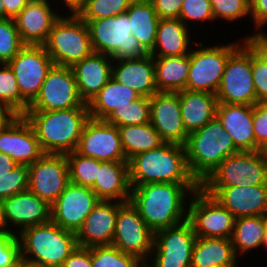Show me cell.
<instances>
[{
    "label": "cell",
    "mask_w": 267,
    "mask_h": 267,
    "mask_svg": "<svg viewBox=\"0 0 267 267\" xmlns=\"http://www.w3.org/2000/svg\"><path fill=\"white\" fill-rule=\"evenodd\" d=\"M244 41L261 57L267 64V33H253L247 35Z\"/></svg>",
    "instance_id": "obj_52"
},
{
    "label": "cell",
    "mask_w": 267,
    "mask_h": 267,
    "mask_svg": "<svg viewBox=\"0 0 267 267\" xmlns=\"http://www.w3.org/2000/svg\"><path fill=\"white\" fill-rule=\"evenodd\" d=\"M134 0H85L76 11L82 20H98L125 13Z\"/></svg>",
    "instance_id": "obj_41"
},
{
    "label": "cell",
    "mask_w": 267,
    "mask_h": 267,
    "mask_svg": "<svg viewBox=\"0 0 267 267\" xmlns=\"http://www.w3.org/2000/svg\"><path fill=\"white\" fill-rule=\"evenodd\" d=\"M88 108L80 98L71 67L53 65L41 86L39 95L27 111H53Z\"/></svg>",
    "instance_id": "obj_14"
},
{
    "label": "cell",
    "mask_w": 267,
    "mask_h": 267,
    "mask_svg": "<svg viewBox=\"0 0 267 267\" xmlns=\"http://www.w3.org/2000/svg\"><path fill=\"white\" fill-rule=\"evenodd\" d=\"M112 78L140 96L150 98L157 92L154 60L149 53L138 59L114 60Z\"/></svg>",
    "instance_id": "obj_27"
},
{
    "label": "cell",
    "mask_w": 267,
    "mask_h": 267,
    "mask_svg": "<svg viewBox=\"0 0 267 267\" xmlns=\"http://www.w3.org/2000/svg\"><path fill=\"white\" fill-rule=\"evenodd\" d=\"M51 0H31L14 18L20 38L25 45H43L61 17ZM56 9V10H55Z\"/></svg>",
    "instance_id": "obj_23"
},
{
    "label": "cell",
    "mask_w": 267,
    "mask_h": 267,
    "mask_svg": "<svg viewBox=\"0 0 267 267\" xmlns=\"http://www.w3.org/2000/svg\"><path fill=\"white\" fill-rule=\"evenodd\" d=\"M69 183L66 154H44L28 166V190L50 205Z\"/></svg>",
    "instance_id": "obj_16"
},
{
    "label": "cell",
    "mask_w": 267,
    "mask_h": 267,
    "mask_svg": "<svg viewBox=\"0 0 267 267\" xmlns=\"http://www.w3.org/2000/svg\"><path fill=\"white\" fill-rule=\"evenodd\" d=\"M0 18H5V8L1 0H0Z\"/></svg>",
    "instance_id": "obj_60"
},
{
    "label": "cell",
    "mask_w": 267,
    "mask_h": 267,
    "mask_svg": "<svg viewBox=\"0 0 267 267\" xmlns=\"http://www.w3.org/2000/svg\"><path fill=\"white\" fill-rule=\"evenodd\" d=\"M266 227V215L236 218L231 237L235 255L245 256L248 251L261 248Z\"/></svg>",
    "instance_id": "obj_35"
},
{
    "label": "cell",
    "mask_w": 267,
    "mask_h": 267,
    "mask_svg": "<svg viewBox=\"0 0 267 267\" xmlns=\"http://www.w3.org/2000/svg\"><path fill=\"white\" fill-rule=\"evenodd\" d=\"M238 260L231 239L196 237L190 267H228Z\"/></svg>",
    "instance_id": "obj_31"
},
{
    "label": "cell",
    "mask_w": 267,
    "mask_h": 267,
    "mask_svg": "<svg viewBox=\"0 0 267 267\" xmlns=\"http://www.w3.org/2000/svg\"><path fill=\"white\" fill-rule=\"evenodd\" d=\"M23 116L31 124L45 154H67L77 149L88 108L53 111H26Z\"/></svg>",
    "instance_id": "obj_2"
},
{
    "label": "cell",
    "mask_w": 267,
    "mask_h": 267,
    "mask_svg": "<svg viewBox=\"0 0 267 267\" xmlns=\"http://www.w3.org/2000/svg\"><path fill=\"white\" fill-rule=\"evenodd\" d=\"M70 182L92 188L98 174V160L80 155L76 150L66 154Z\"/></svg>",
    "instance_id": "obj_39"
},
{
    "label": "cell",
    "mask_w": 267,
    "mask_h": 267,
    "mask_svg": "<svg viewBox=\"0 0 267 267\" xmlns=\"http://www.w3.org/2000/svg\"><path fill=\"white\" fill-rule=\"evenodd\" d=\"M131 187L146 183H198L190 174L185 147L163 143L129 161Z\"/></svg>",
    "instance_id": "obj_3"
},
{
    "label": "cell",
    "mask_w": 267,
    "mask_h": 267,
    "mask_svg": "<svg viewBox=\"0 0 267 267\" xmlns=\"http://www.w3.org/2000/svg\"><path fill=\"white\" fill-rule=\"evenodd\" d=\"M218 103L256 105L252 48L244 41L228 58L216 93Z\"/></svg>",
    "instance_id": "obj_9"
},
{
    "label": "cell",
    "mask_w": 267,
    "mask_h": 267,
    "mask_svg": "<svg viewBox=\"0 0 267 267\" xmlns=\"http://www.w3.org/2000/svg\"><path fill=\"white\" fill-rule=\"evenodd\" d=\"M184 147L190 174L199 184L223 160L240 152L216 116L202 128L188 134Z\"/></svg>",
    "instance_id": "obj_4"
},
{
    "label": "cell",
    "mask_w": 267,
    "mask_h": 267,
    "mask_svg": "<svg viewBox=\"0 0 267 267\" xmlns=\"http://www.w3.org/2000/svg\"><path fill=\"white\" fill-rule=\"evenodd\" d=\"M244 42L233 41L215 46L199 41L190 52V70L186 90L207 92L216 95L229 56ZM210 46V47H209ZM199 47V48H198Z\"/></svg>",
    "instance_id": "obj_8"
},
{
    "label": "cell",
    "mask_w": 267,
    "mask_h": 267,
    "mask_svg": "<svg viewBox=\"0 0 267 267\" xmlns=\"http://www.w3.org/2000/svg\"><path fill=\"white\" fill-rule=\"evenodd\" d=\"M131 34L149 53L156 42L159 17L150 0H134L126 11Z\"/></svg>",
    "instance_id": "obj_33"
},
{
    "label": "cell",
    "mask_w": 267,
    "mask_h": 267,
    "mask_svg": "<svg viewBox=\"0 0 267 267\" xmlns=\"http://www.w3.org/2000/svg\"><path fill=\"white\" fill-rule=\"evenodd\" d=\"M150 123L163 142L185 146L188 133L177 92H156L150 97Z\"/></svg>",
    "instance_id": "obj_21"
},
{
    "label": "cell",
    "mask_w": 267,
    "mask_h": 267,
    "mask_svg": "<svg viewBox=\"0 0 267 267\" xmlns=\"http://www.w3.org/2000/svg\"><path fill=\"white\" fill-rule=\"evenodd\" d=\"M157 92L186 90L190 70V54L153 58Z\"/></svg>",
    "instance_id": "obj_34"
},
{
    "label": "cell",
    "mask_w": 267,
    "mask_h": 267,
    "mask_svg": "<svg viewBox=\"0 0 267 267\" xmlns=\"http://www.w3.org/2000/svg\"><path fill=\"white\" fill-rule=\"evenodd\" d=\"M76 151L99 161H127L117 126L89 118L82 129Z\"/></svg>",
    "instance_id": "obj_17"
},
{
    "label": "cell",
    "mask_w": 267,
    "mask_h": 267,
    "mask_svg": "<svg viewBox=\"0 0 267 267\" xmlns=\"http://www.w3.org/2000/svg\"><path fill=\"white\" fill-rule=\"evenodd\" d=\"M64 1V2H63ZM85 0H62L64 7L70 10V13H76V11L83 5Z\"/></svg>",
    "instance_id": "obj_56"
},
{
    "label": "cell",
    "mask_w": 267,
    "mask_h": 267,
    "mask_svg": "<svg viewBox=\"0 0 267 267\" xmlns=\"http://www.w3.org/2000/svg\"><path fill=\"white\" fill-rule=\"evenodd\" d=\"M43 46L58 66L72 67L93 53L88 25L76 13L61 15Z\"/></svg>",
    "instance_id": "obj_6"
},
{
    "label": "cell",
    "mask_w": 267,
    "mask_h": 267,
    "mask_svg": "<svg viewBox=\"0 0 267 267\" xmlns=\"http://www.w3.org/2000/svg\"><path fill=\"white\" fill-rule=\"evenodd\" d=\"M92 267H144L136 256L121 252L113 245L91 247Z\"/></svg>",
    "instance_id": "obj_40"
},
{
    "label": "cell",
    "mask_w": 267,
    "mask_h": 267,
    "mask_svg": "<svg viewBox=\"0 0 267 267\" xmlns=\"http://www.w3.org/2000/svg\"><path fill=\"white\" fill-rule=\"evenodd\" d=\"M189 28L178 19H160L156 34V42L149 52L153 58L183 56L190 54L191 40ZM192 41V42H191ZM191 44V45H190Z\"/></svg>",
    "instance_id": "obj_29"
},
{
    "label": "cell",
    "mask_w": 267,
    "mask_h": 267,
    "mask_svg": "<svg viewBox=\"0 0 267 267\" xmlns=\"http://www.w3.org/2000/svg\"><path fill=\"white\" fill-rule=\"evenodd\" d=\"M16 165L9 155L0 152V178L8 176Z\"/></svg>",
    "instance_id": "obj_54"
},
{
    "label": "cell",
    "mask_w": 267,
    "mask_h": 267,
    "mask_svg": "<svg viewBox=\"0 0 267 267\" xmlns=\"http://www.w3.org/2000/svg\"><path fill=\"white\" fill-rule=\"evenodd\" d=\"M200 188L235 218L267 215V185Z\"/></svg>",
    "instance_id": "obj_22"
},
{
    "label": "cell",
    "mask_w": 267,
    "mask_h": 267,
    "mask_svg": "<svg viewBox=\"0 0 267 267\" xmlns=\"http://www.w3.org/2000/svg\"><path fill=\"white\" fill-rule=\"evenodd\" d=\"M3 216L6 232L18 235L25 228L51 221V205L26 190L3 199Z\"/></svg>",
    "instance_id": "obj_20"
},
{
    "label": "cell",
    "mask_w": 267,
    "mask_h": 267,
    "mask_svg": "<svg viewBox=\"0 0 267 267\" xmlns=\"http://www.w3.org/2000/svg\"><path fill=\"white\" fill-rule=\"evenodd\" d=\"M179 19L189 28V23L194 21L206 23L213 21L210 0H184L181 6Z\"/></svg>",
    "instance_id": "obj_45"
},
{
    "label": "cell",
    "mask_w": 267,
    "mask_h": 267,
    "mask_svg": "<svg viewBox=\"0 0 267 267\" xmlns=\"http://www.w3.org/2000/svg\"><path fill=\"white\" fill-rule=\"evenodd\" d=\"M199 183H146L131 187L130 203L154 231L174 227L187 220V199Z\"/></svg>",
    "instance_id": "obj_1"
},
{
    "label": "cell",
    "mask_w": 267,
    "mask_h": 267,
    "mask_svg": "<svg viewBox=\"0 0 267 267\" xmlns=\"http://www.w3.org/2000/svg\"><path fill=\"white\" fill-rule=\"evenodd\" d=\"M267 185V169L260 151H240L223 160L200 187Z\"/></svg>",
    "instance_id": "obj_10"
},
{
    "label": "cell",
    "mask_w": 267,
    "mask_h": 267,
    "mask_svg": "<svg viewBox=\"0 0 267 267\" xmlns=\"http://www.w3.org/2000/svg\"><path fill=\"white\" fill-rule=\"evenodd\" d=\"M216 117L239 151H256L252 105L217 103Z\"/></svg>",
    "instance_id": "obj_25"
},
{
    "label": "cell",
    "mask_w": 267,
    "mask_h": 267,
    "mask_svg": "<svg viewBox=\"0 0 267 267\" xmlns=\"http://www.w3.org/2000/svg\"><path fill=\"white\" fill-rule=\"evenodd\" d=\"M17 238L21 258L46 267H61L78 246L76 233L52 221L25 228Z\"/></svg>",
    "instance_id": "obj_5"
},
{
    "label": "cell",
    "mask_w": 267,
    "mask_h": 267,
    "mask_svg": "<svg viewBox=\"0 0 267 267\" xmlns=\"http://www.w3.org/2000/svg\"><path fill=\"white\" fill-rule=\"evenodd\" d=\"M113 61L109 55L93 52L71 67L84 103L88 104L112 77Z\"/></svg>",
    "instance_id": "obj_26"
},
{
    "label": "cell",
    "mask_w": 267,
    "mask_h": 267,
    "mask_svg": "<svg viewBox=\"0 0 267 267\" xmlns=\"http://www.w3.org/2000/svg\"><path fill=\"white\" fill-rule=\"evenodd\" d=\"M266 218H267V215H266ZM264 246H265V247H264ZM262 247H263V248H266V250H267V227H266V230H265V234H264V239H263Z\"/></svg>",
    "instance_id": "obj_61"
},
{
    "label": "cell",
    "mask_w": 267,
    "mask_h": 267,
    "mask_svg": "<svg viewBox=\"0 0 267 267\" xmlns=\"http://www.w3.org/2000/svg\"><path fill=\"white\" fill-rule=\"evenodd\" d=\"M228 267H238V263H236L235 265H232V266H228Z\"/></svg>",
    "instance_id": "obj_62"
},
{
    "label": "cell",
    "mask_w": 267,
    "mask_h": 267,
    "mask_svg": "<svg viewBox=\"0 0 267 267\" xmlns=\"http://www.w3.org/2000/svg\"><path fill=\"white\" fill-rule=\"evenodd\" d=\"M14 116L15 114H13L7 107L0 104V129Z\"/></svg>",
    "instance_id": "obj_55"
},
{
    "label": "cell",
    "mask_w": 267,
    "mask_h": 267,
    "mask_svg": "<svg viewBox=\"0 0 267 267\" xmlns=\"http://www.w3.org/2000/svg\"><path fill=\"white\" fill-rule=\"evenodd\" d=\"M250 16L255 26V31L259 33H266L261 31L267 24V0H250ZM261 29V30H259Z\"/></svg>",
    "instance_id": "obj_50"
},
{
    "label": "cell",
    "mask_w": 267,
    "mask_h": 267,
    "mask_svg": "<svg viewBox=\"0 0 267 267\" xmlns=\"http://www.w3.org/2000/svg\"><path fill=\"white\" fill-rule=\"evenodd\" d=\"M99 200L91 188L70 182L51 205V221L77 233Z\"/></svg>",
    "instance_id": "obj_18"
},
{
    "label": "cell",
    "mask_w": 267,
    "mask_h": 267,
    "mask_svg": "<svg viewBox=\"0 0 267 267\" xmlns=\"http://www.w3.org/2000/svg\"><path fill=\"white\" fill-rule=\"evenodd\" d=\"M177 93L183 125L188 134L202 128L216 116L218 103L216 95L190 90Z\"/></svg>",
    "instance_id": "obj_30"
},
{
    "label": "cell",
    "mask_w": 267,
    "mask_h": 267,
    "mask_svg": "<svg viewBox=\"0 0 267 267\" xmlns=\"http://www.w3.org/2000/svg\"><path fill=\"white\" fill-rule=\"evenodd\" d=\"M260 153L262 155V158L264 160V164H265V167L267 169V144L263 145L261 148H260Z\"/></svg>",
    "instance_id": "obj_59"
},
{
    "label": "cell",
    "mask_w": 267,
    "mask_h": 267,
    "mask_svg": "<svg viewBox=\"0 0 267 267\" xmlns=\"http://www.w3.org/2000/svg\"><path fill=\"white\" fill-rule=\"evenodd\" d=\"M253 124L256 151H259L267 144V102H260L253 106Z\"/></svg>",
    "instance_id": "obj_48"
},
{
    "label": "cell",
    "mask_w": 267,
    "mask_h": 267,
    "mask_svg": "<svg viewBox=\"0 0 267 267\" xmlns=\"http://www.w3.org/2000/svg\"><path fill=\"white\" fill-rule=\"evenodd\" d=\"M214 20L235 22L250 15V0H210Z\"/></svg>",
    "instance_id": "obj_43"
},
{
    "label": "cell",
    "mask_w": 267,
    "mask_h": 267,
    "mask_svg": "<svg viewBox=\"0 0 267 267\" xmlns=\"http://www.w3.org/2000/svg\"><path fill=\"white\" fill-rule=\"evenodd\" d=\"M188 204L187 221L196 237L231 239L236 218L216 199L199 187Z\"/></svg>",
    "instance_id": "obj_11"
},
{
    "label": "cell",
    "mask_w": 267,
    "mask_h": 267,
    "mask_svg": "<svg viewBox=\"0 0 267 267\" xmlns=\"http://www.w3.org/2000/svg\"><path fill=\"white\" fill-rule=\"evenodd\" d=\"M0 152L9 155L18 165L27 166L45 154L23 115H15L0 129Z\"/></svg>",
    "instance_id": "obj_19"
},
{
    "label": "cell",
    "mask_w": 267,
    "mask_h": 267,
    "mask_svg": "<svg viewBox=\"0 0 267 267\" xmlns=\"http://www.w3.org/2000/svg\"><path fill=\"white\" fill-rule=\"evenodd\" d=\"M0 104L15 115H23L30 105L21 96L14 72L7 63L0 67Z\"/></svg>",
    "instance_id": "obj_38"
},
{
    "label": "cell",
    "mask_w": 267,
    "mask_h": 267,
    "mask_svg": "<svg viewBox=\"0 0 267 267\" xmlns=\"http://www.w3.org/2000/svg\"><path fill=\"white\" fill-rule=\"evenodd\" d=\"M195 239L187 220L155 232L154 247L144 267H190Z\"/></svg>",
    "instance_id": "obj_13"
},
{
    "label": "cell",
    "mask_w": 267,
    "mask_h": 267,
    "mask_svg": "<svg viewBox=\"0 0 267 267\" xmlns=\"http://www.w3.org/2000/svg\"><path fill=\"white\" fill-rule=\"evenodd\" d=\"M141 96L132 88L120 84L112 77L106 85L87 104L89 117L105 120L117 107L128 105Z\"/></svg>",
    "instance_id": "obj_32"
},
{
    "label": "cell",
    "mask_w": 267,
    "mask_h": 267,
    "mask_svg": "<svg viewBox=\"0 0 267 267\" xmlns=\"http://www.w3.org/2000/svg\"><path fill=\"white\" fill-rule=\"evenodd\" d=\"M28 190V166L16 165L8 176L0 178V199Z\"/></svg>",
    "instance_id": "obj_44"
},
{
    "label": "cell",
    "mask_w": 267,
    "mask_h": 267,
    "mask_svg": "<svg viewBox=\"0 0 267 267\" xmlns=\"http://www.w3.org/2000/svg\"><path fill=\"white\" fill-rule=\"evenodd\" d=\"M7 64L14 72L21 96L29 104L39 95L46 75L54 65L43 45H25Z\"/></svg>",
    "instance_id": "obj_15"
},
{
    "label": "cell",
    "mask_w": 267,
    "mask_h": 267,
    "mask_svg": "<svg viewBox=\"0 0 267 267\" xmlns=\"http://www.w3.org/2000/svg\"><path fill=\"white\" fill-rule=\"evenodd\" d=\"M91 189L100 200L128 202L131 193L128 161L98 160V174Z\"/></svg>",
    "instance_id": "obj_28"
},
{
    "label": "cell",
    "mask_w": 267,
    "mask_h": 267,
    "mask_svg": "<svg viewBox=\"0 0 267 267\" xmlns=\"http://www.w3.org/2000/svg\"><path fill=\"white\" fill-rule=\"evenodd\" d=\"M61 267H92L91 247L77 246L64 260Z\"/></svg>",
    "instance_id": "obj_51"
},
{
    "label": "cell",
    "mask_w": 267,
    "mask_h": 267,
    "mask_svg": "<svg viewBox=\"0 0 267 267\" xmlns=\"http://www.w3.org/2000/svg\"><path fill=\"white\" fill-rule=\"evenodd\" d=\"M155 232L145 223L130 201H118V213L112 245L121 252L136 256L144 264L154 247Z\"/></svg>",
    "instance_id": "obj_12"
},
{
    "label": "cell",
    "mask_w": 267,
    "mask_h": 267,
    "mask_svg": "<svg viewBox=\"0 0 267 267\" xmlns=\"http://www.w3.org/2000/svg\"><path fill=\"white\" fill-rule=\"evenodd\" d=\"M105 121L117 127L150 122V98L141 96L128 105L117 107Z\"/></svg>",
    "instance_id": "obj_37"
},
{
    "label": "cell",
    "mask_w": 267,
    "mask_h": 267,
    "mask_svg": "<svg viewBox=\"0 0 267 267\" xmlns=\"http://www.w3.org/2000/svg\"><path fill=\"white\" fill-rule=\"evenodd\" d=\"M87 23L93 52L109 55L113 60L138 59L148 54L131 34L128 15L98 20H83Z\"/></svg>",
    "instance_id": "obj_7"
},
{
    "label": "cell",
    "mask_w": 267,
    "mask_h": 267,
    "mask_svg": "<svg viewBox=\"0 0 267 267\" xmlns=\"http://www.w3.org/2000/svg\"><path fill=\"white\" fill-rule=\"evenodd\" d=\"M24 46L14 19L0 18V61L8 63Z\"/></svg>",
    "instance_id": "obj_42"
},
{
    "label": "cell",
    "mask_w": 267,
    "mask_h": 267,
    "mask_svg": "<svg viewBox=\"0 0 267 267\" xmlns=\"http://www.w3.org/2000/svg\"><path fill=\"white\" fill-rule=\"evenodd\" d=\"M117 213L118 201L99 200L76 233L78 246L112 245Z\"/></svg>",
    "instance_id": "obj_24"
},
{
    "label": "cell",
    "mask_w": 267,
    "mask_h": 267,
    "mask_svg": "<svg viewBox=\"0 0 267 267\" xmlns=\"http://www.w3.org/2000/svg\"><path fill=\"white\" fill-rule=\"evenodd\" d=\"M6 231V224L3 216V200L0 199V232Z\"/></svg>",
    "instance_id": "obj_57"
},
{
    "label": "cell",
    "mask_w": 267,
    "mask_h": 267,
    "mask_svg": "<svg viewBox=\"0 0 267 267\" xmlns=\"http://www.w3.org/2000/svg\"><path fill=\"white\" fill-rule=\"evenodd\" d=\"M252 75L257 103L267 102V64L252 49Z\"/></svg>",
    "instance_id": "obj_47"
},
{
    "label": "cell",
    "mask_w": 267,
    "mask_h": 267,
    "mask_svg": "<svg viewBox=\"0 0 267 267\" xmlns=\"http://www.w3.org/2000/svg\"><path fill=\"white\" fill-rule=\"evenodd\" d=\"M121 145L129 161L135 155L159 147L164 142L150 122L118 127Z\"/></svg>",
    "instance_id": "obj_36"
},
{
    "label": "cell",
    "mask_w": 267,
    "mask_h": 267,
    "mask_svg": "<svg viewBox=\"0 0 267 267\" xmlns=\"http://www.w3.org/2000/svg\"><path fill=\"white\" fill-rule=\"evenodd\" d=\"M20 259V242L17 235L0 232V267H15Z\"/></svg>",
    "instance_id": "obj_46"
},
{
    "label": "cell",
    "mask_w": 267,
    "mask_h": 267,
    "mask_svg": "<svg viewBox=\"0 0 267 267\" xmlns=\"http://www.w3.org/2000/svg\"><path fill=\"white\" fill-rule=\"evenodd\" d=\"M19 267H46V266L36 264L21 258L19 261Z\"/></svg>",
    "instance_id": "obj_58"
},
{
    "label": "cell",
    "mask_w": 267,
    "mask_h": 267,
    "mask_svg": "<svg viewBox=\"0 0 267 267\" xmlns=\"http://www.w3.org/2000/svg\"><path fill=\"white\" fill-rule=\"evenodd\" d=\"M5 8V18L14 19L19 12L31 1V0H1Z\"/></svg>",
    "instance_id": "obj_53"
},
{
    "label": "cell",
    "mask_w": 267,
    "mask_h": 267,
    "mask_svg": "<svg viewBox=\"0 0 267 267\" xmlns=\"http://www.w3.org/2000/svg\"><path fill=\"white\" fill-rule=\"evenodd\" d=\"M159 19H178L184 0H150Z\"/></svg>",
    "instance_id": "obj_49"
}]
</instances>
